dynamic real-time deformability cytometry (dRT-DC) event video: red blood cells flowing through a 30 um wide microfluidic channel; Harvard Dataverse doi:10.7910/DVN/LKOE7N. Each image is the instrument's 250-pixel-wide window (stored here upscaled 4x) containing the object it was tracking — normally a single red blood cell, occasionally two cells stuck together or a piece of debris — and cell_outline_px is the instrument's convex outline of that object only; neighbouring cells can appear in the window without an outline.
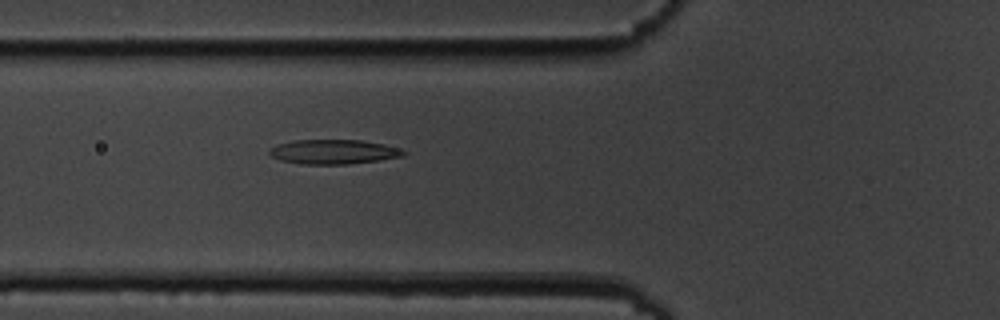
{"species": "common noctule bat (a hibernating species)", "species_latin": "Nyctalus noctula", "temperature_condition": "cold", "stored_images_in_passage": 8, "camera_frame_rate_fps": 3000, "um_per_image_px": 0.085, "animal": {"sex": "male", "body_mass_g": 19.5, "forearm_length_mm": 54.6}, "frame": {"image": 1, "passage_image": 8, "time_ms": 9.0, "image_size_px": [1000, 320], "cell_outline_px": [[408, 152], [404, 156], [380, 160], [348, 164], [300, 164], [280, 160], [272, 156], [268, 152], [268, 148], [276, 144], [296, 140], [360, 140], [384, 144]], "centroid_in_image_um": [28.32, 12.9], "position_along_channel_um": 97.5, "area_um2": 19.19}}